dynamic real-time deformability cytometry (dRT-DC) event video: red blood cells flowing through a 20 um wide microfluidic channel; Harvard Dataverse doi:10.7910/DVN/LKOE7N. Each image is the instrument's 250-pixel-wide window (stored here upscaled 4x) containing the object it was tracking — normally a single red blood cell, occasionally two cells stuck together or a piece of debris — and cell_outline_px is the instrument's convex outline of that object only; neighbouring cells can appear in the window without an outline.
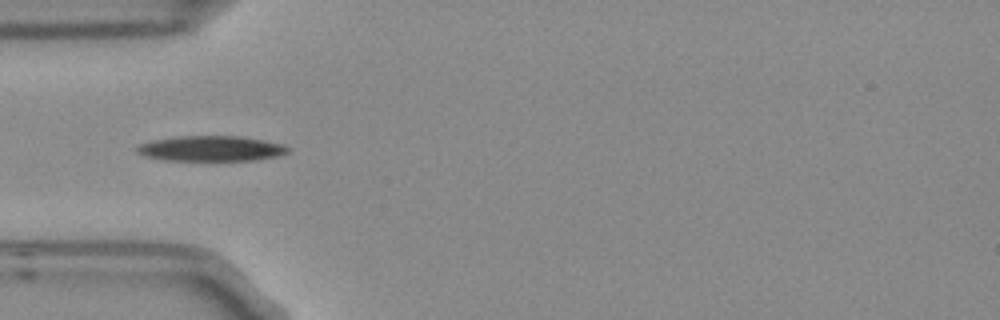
{"species": "Egyptian fruit bat (a non-hibernating species)", "species_latin": "Rousettus aegyptiacus", "temperature_condition": "room temperature", "stored_images_in_passage": 5, "camera_frame_rate_fps": 3000, "um_per_image_px": 0.085, "frame": {"image": 1, "passage_image": 3, "time_ms": 0.667, "image_size_px": [1000, 320], "cell_outline_px": [[292, 148], [288, 152], [276, 156], [256, 160], [164, 160], [144, 156], [136, 152], [136, 148], [140, 144], [152, 140], [176, 136], [240, 136], [264, 140], [284, 144]], "centroid_in_image_um": [17.95, 12.62], "position_along_channel_um": 67.1, "area_um2": 22.37}}